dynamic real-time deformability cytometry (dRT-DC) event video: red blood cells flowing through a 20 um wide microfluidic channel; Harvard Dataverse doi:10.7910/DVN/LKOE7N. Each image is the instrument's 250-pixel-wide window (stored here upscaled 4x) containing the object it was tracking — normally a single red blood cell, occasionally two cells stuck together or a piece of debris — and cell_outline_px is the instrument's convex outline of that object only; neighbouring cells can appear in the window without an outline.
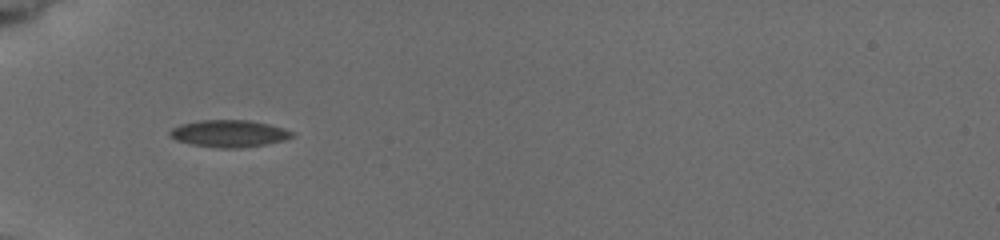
{"species": "common noctule bat (a hibernating species)", "species_latin": "Nyctalus noctula", "temperature_condition": "cold", "stored_images_in_passage": 3, "camera_frame_rate_fps": 3000, "um_per_image_px": 0.085, "animal": {"sex": "female", "body_mass_g": 19.5, "forearm_length_mm": 54.1}, "frame": {"image": 1, "passage_image": 2, "time_ms": 1.0, "image_size_px": [1000, 240], "cell_outline_px": [[296, 132], [292, 136], [284, 140], [264, 144], [240, 148], [220, 148], [192, 144], [176, 140], [168, 136], [168, 132], [172, 128], [180, 124], [200, 120], [252, 120], [268, 124]], "centroid_in_image_um": [19.44, 11.34], "position_along_channel_um": 65.6, "area_um2": 19.25}}